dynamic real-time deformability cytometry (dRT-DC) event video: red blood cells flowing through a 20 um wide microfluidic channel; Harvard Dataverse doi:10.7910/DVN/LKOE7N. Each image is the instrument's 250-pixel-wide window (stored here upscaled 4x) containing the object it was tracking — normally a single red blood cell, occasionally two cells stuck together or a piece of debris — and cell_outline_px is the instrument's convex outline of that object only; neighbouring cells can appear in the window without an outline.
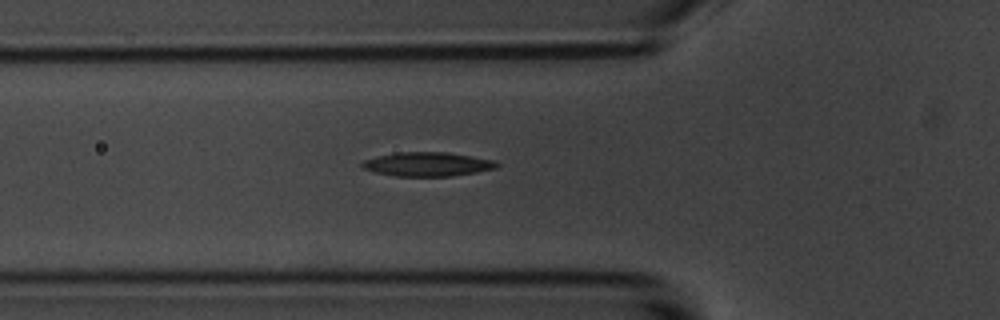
{"species": "common noctule bat (a hibernating species)", "species_latin": "Nyctalus noctula", "temperature_condition": "room temperature", "stored_images_in_passage": 43, "camera_frame_rate_fps": 3000, "um_per_image_px": 0.085, "animal": {"sex": "male", "body_mass_g": 20.1, "forearm_length_mm": 53.5}, "frame": {"image": 1, "passage_image": 11, "time_ms": 3.333, "image_size_px": [1000, 320], "cell_outline_px": [[500, 164], [496, 168], [476, 172], [452, 176], [396, 176], [376, 172], [364, 168], [360, 164], [364, 160], [376, 156], [400, 152], [448, 152], [492, 160]], "centroid_in_image_um": [36.33, 13.95], "position_along_channel_um": 89.5, "area_um2": 18.67}}
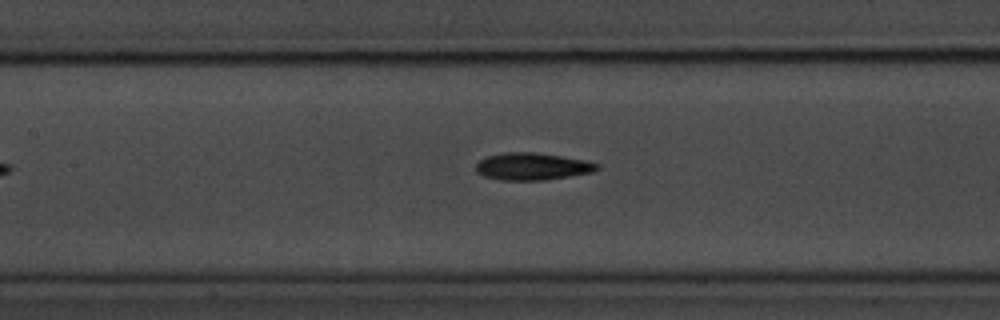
{"frame": {"image": 2, "passage_image": 17, "time_ms": 5.333, "image_size_px": [1000, 320], "cell_outline_px": [[600, 168], [592, 172], [548, 180], [500, 180], [484, 176], [476, 172], [476, 164], [480, 160], [488, 156], [504, 152], [536, 152], [584, 160], [600, 164]], "centroid_in_image_um": [45.24, 14.15], "position_along_channel_um": 162.2, "area_um2": 19.25}}
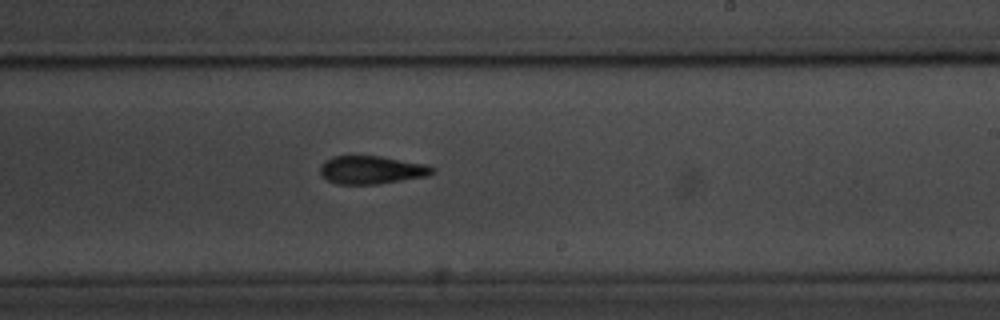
{"frame": {"image": 3, "passage_image": 25, "time_ms": 8.0, "image_size_px": [1000, 320], "cell_outline_px": [[436, 172], [428, 176], [380, 184], [336, 184], [320, 176], [320, 164], [324, 160], [332, 156], [380, 156], [428, 164], [436, 168]], "centroid_in_image_um": [31.6, 14.44], "position_along_channel_um": 257.4, "area_um2": 18.79}, "authors_computed_cell_mechanics": {"area_um2": 18.9006, "velocity_mm_per_s": 3.5896, "shape_relaxation_time_tau1_ms": 2.842, "shape_relaxation_time_tau2_ms": 6.8579, "deformation_change_tau1": 0.1177, "deformation_change_tau2": 0.19}}